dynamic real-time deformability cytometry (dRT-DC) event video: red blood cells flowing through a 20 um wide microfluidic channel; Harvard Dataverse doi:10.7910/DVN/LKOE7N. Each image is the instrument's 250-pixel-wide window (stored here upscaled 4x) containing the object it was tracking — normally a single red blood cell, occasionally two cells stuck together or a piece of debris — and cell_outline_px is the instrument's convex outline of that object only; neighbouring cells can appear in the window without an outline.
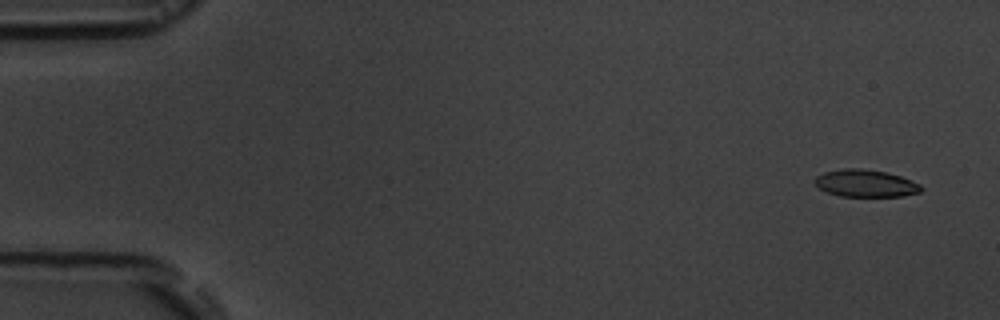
{"species": "common noctule bat (a hibernating species)", "species_latin": "Nyctalus noctula", "temperature_condition": "room temperature", "stored_images_in_passage": 5, "camera_frame_rate_fps": 3000, "um_per_image_px": 0.085, "animal": {"sex": "male", "body_mass_g": 19.5, "forearm_length_mm": 54.6}, "frame": {"image": 1, "passage_image": 5, "time_ms": 5.333, "image_size_px": [1000, 320], "cell_outline_px": [[924, 188], [920, 192], [904, 196], [840, 196], [824, 192], [812, 180], [816, 176], [824, 172], [840, 168], [860, 168], [888, 172], [912, 180], [920, 184]], "centroid_in_image_um": [73.56, 15.57], "position_along_channel_um": 11.4, "area_um2": 17.17}}